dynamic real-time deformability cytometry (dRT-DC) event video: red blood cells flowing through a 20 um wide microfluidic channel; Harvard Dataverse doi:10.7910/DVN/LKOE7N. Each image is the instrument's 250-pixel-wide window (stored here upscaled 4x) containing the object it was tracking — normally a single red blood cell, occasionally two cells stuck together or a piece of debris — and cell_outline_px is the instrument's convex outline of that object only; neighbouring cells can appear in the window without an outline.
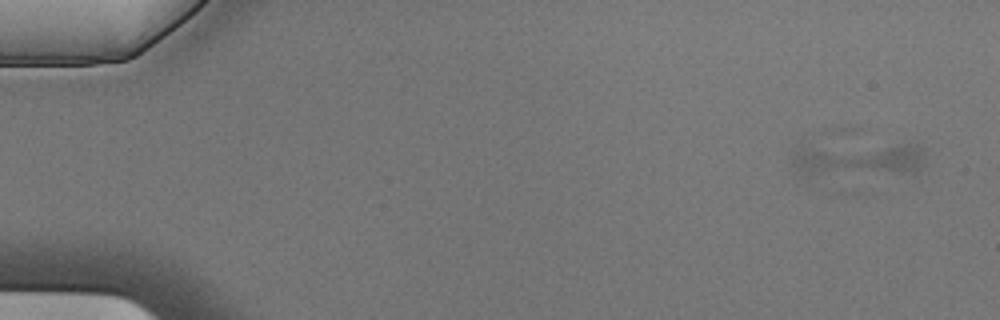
{"species": "Egyptian fruit bat (a non-hibernating species)", "species_latin": "Rousettus aegyptiacus", "temperature_condition": "cold", "stored_images_in_passage": 5, "camera_frame_rate_fps": 3000, "um_per_image_px": 0.085, "animal": {"sex": "male"}, "frame": {"image": 1, "passage_image": 1, "time_ms": 0.0, "image_size_px": [1000, 320], "cell_outline_px": [[928, 164], [916, 172], [808, 176], [800, 176], [796, 172], [788, 160], [792, 152], [800, 148], [908, 140], [924, 148]], "centroid_in_image_um": [73.05, 13.51], "position_along_channel_um": 12.0, "area_um2": 28.44}}